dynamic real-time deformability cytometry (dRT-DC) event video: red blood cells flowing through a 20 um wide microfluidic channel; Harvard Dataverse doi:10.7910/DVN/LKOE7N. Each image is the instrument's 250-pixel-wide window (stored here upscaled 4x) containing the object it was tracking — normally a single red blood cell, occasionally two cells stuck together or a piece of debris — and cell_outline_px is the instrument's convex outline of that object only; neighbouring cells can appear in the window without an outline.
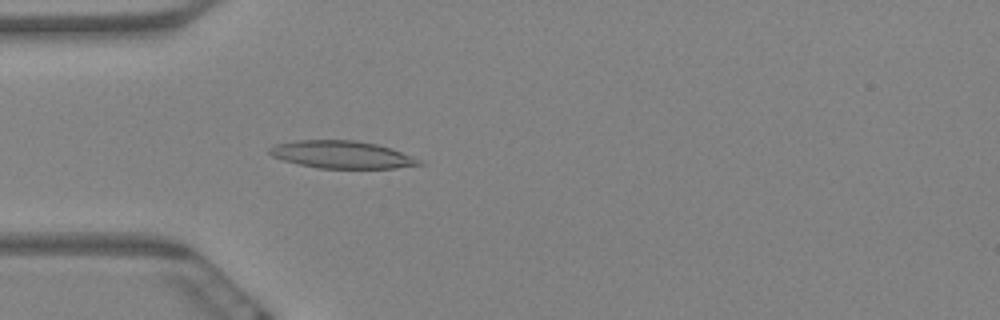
{"species": "Egyptian fruit bat (a non-hibernating species)", "species_latin": "Rousettus aegyptiacus", "temperature_condition": "warm", "stored_images_in_passage": 5, "camera_frame_rate_fps": 3000, "um_per_image_px": 0.085, "animal": {"sex": "female"}, "frame": {"image": 1, "passage_image": 5, "time_ms": 1.333, "image_size_px": [1000, 320], "cell_outline_px": [[424, 164], [396, 168], [316, 168], [284, 160], [272, 156], [268, 152], [268, 148], [276, 144], [296, 140], [356, 140], [376, 144], [392, 148], [420, 160]], "centroid_in_image_um": [29.04, 13.14], "position_along_channel_um": 56.0, "area_um2": 23.87}}